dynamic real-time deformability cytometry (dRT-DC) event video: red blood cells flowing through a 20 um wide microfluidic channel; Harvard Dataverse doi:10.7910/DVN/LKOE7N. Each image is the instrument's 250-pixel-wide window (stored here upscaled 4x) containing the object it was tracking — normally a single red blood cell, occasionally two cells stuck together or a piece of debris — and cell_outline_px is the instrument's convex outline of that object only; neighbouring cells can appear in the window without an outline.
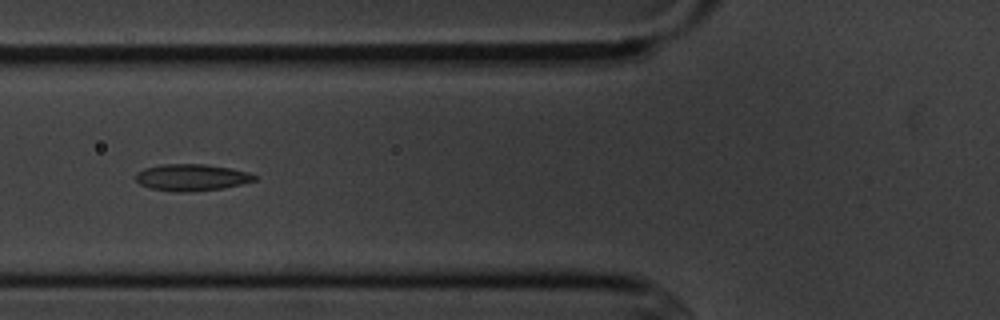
{"species": "common noctule bat (a hibernating species)", "species_latin": "Nyctalus noctula", "temperature_condition": "cold", "stored_images_in_passage": 8, "camera_frame_rate_fps": 3000, "um_per_image_px": 0.085, "animal": {"sex": "male", "body_mass_g": 20.1, "forearm_length_mm": 53.5}, "frame": {"image": 1, "passage_image": 5, "time_ms": 4.667, "image_size_px": [1000, 320], "cell_outline_px": [[256, 180], [240, 184], [220, 188], [184, 192], [176, 192], [152, 188], [140, 184], [136, 180], [136, 172], [144, 168], [160, 164], [204, 164], [228, 168], [248, 172], [256, 176]], "centroid_in_image_um": [16.24, 15.07], "position_along_channel_um": 109.6, "area_um2": 18.21}}
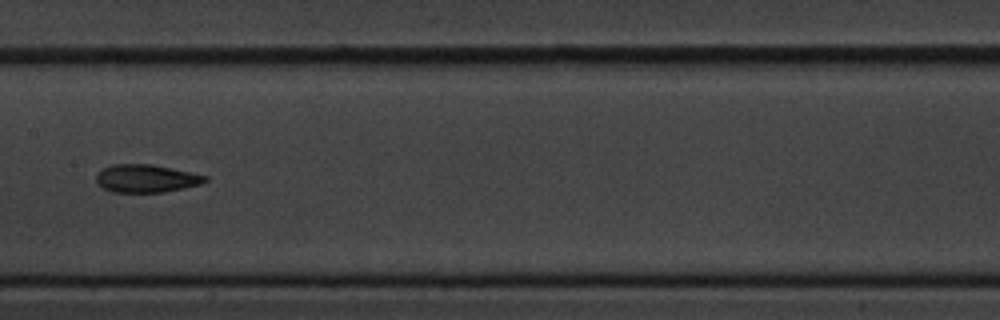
{"frame": {"image": 2, "passage_image": 7, "time_ms": 7.0, "image_size_px": [1000, 320], "cell_outline_px": [[208, 180], [200, 184], [184, 188], [164, 192], [112, 192], [104, 188], [96, 180], [96, 176], [104, 168], [112, 164], [152, 164], [208, 176]], "centroid_in_image_um": [12.45, 15.17], "position_along_channel_um": 195.0, "area_um2": 17.51}}
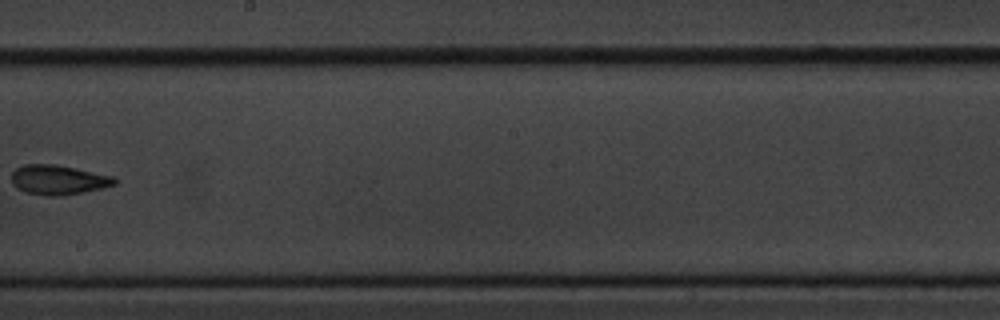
{"frame": {"image": 3, "passage_image": 8, "time_ms": 8.333, "image_size_px": [1000, 320], "cell_outline_px": [[116, 184], [84, 192], [60, 196], [48, 196], [24, 192], [16, 188], [12, 184], [12, 172], [16, 168], [24, 164], [56, 164], [116, 176]], "centroid_in_image_um": [4.95, 15.28], "position_along_channel_um": 243.3, "area_um2": 17.98}}